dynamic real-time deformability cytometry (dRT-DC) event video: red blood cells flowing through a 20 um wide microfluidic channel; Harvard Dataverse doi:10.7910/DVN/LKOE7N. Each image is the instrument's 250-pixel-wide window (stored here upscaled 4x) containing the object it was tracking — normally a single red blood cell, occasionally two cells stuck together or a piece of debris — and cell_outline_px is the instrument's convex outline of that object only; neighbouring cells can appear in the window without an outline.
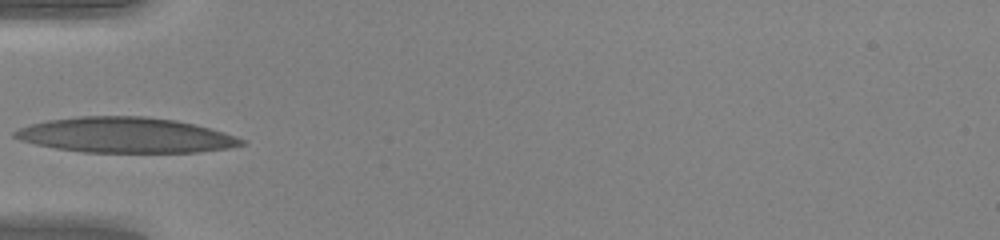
{"species": "human", "species_latin": "Homo sapiens", "temperature_condition": "warm", "stored_images_in_passage": 33, "camera_frame_rate_fps": 3000, "um_per_image_px": 0.085, "donor": {"sex": "female"}, "frame": {"image": 1, "passage_image": 1, "time_ms": 0.0, "image_size_px": [1000, 240], "cell_outline_px": [[244, 144], [228, 148], [200, 152], [84, 152], [56, 148], [36, 144], [20, 140], [12, 136], [12, 132], [20, 128], [32, 124], [48, 120], [80, 116], [144, 116], [176, 120], [224, 132], [236, 136], [244, 140]], "centroid_in_image_um": [10.66, 11.48], "position_along_channel_um": 74.3, "area_um2": 46.41}}
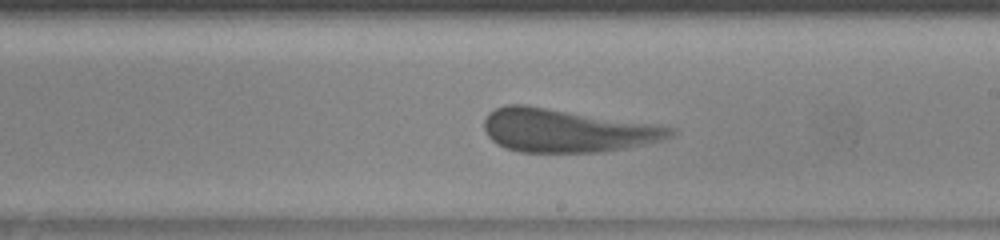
{"frame": {"image": 2, "passage_image": 13, "time_ms": 4.0, "image_size_px": [1000, 240], "cell_outline_px": [[676, 132], [672, 136], [660, 140], [644, 144], [624, 148], [600, 152], [520, 152], [504, 148], [496, 144], [488, 136], [484, 128], [484, 120], [488, 112], [504, 104], [524, 104], [676, 128]], "centroid_in_image_um": [48.09, 11.09], "position_along_channel_um": 240.9, "area_um2": 46.64}}
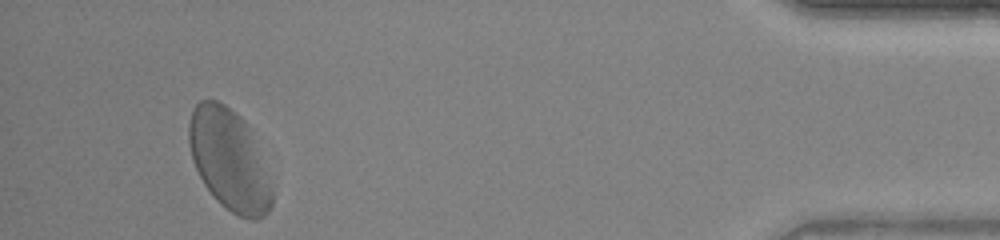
{"frame": {"image": 3, "passage_image": 30, "time_ms": 9.667, "image_size_px": [1000, 240], "cell_outline_px": [[272, 204], [268, 212], [264, 216], [256, 220], [252, 220], [240, 216], [232, 212], [220, 204], [216, 200], [204, 184], [192, 160], [188, 144], [188, 124], [192, 108], [200, 100], [216, 100], [224, 104], [252, 132], [272, 188]], "centroid_in_image_um": [19.45, 13.61], "position_along_channel_um": 415.8, "area_um2": 48.44}, "authors_computed_cell_mechanics": {"area_um2": 46.6446, "velocity_mm_per_s": 4.1635, "shape_relaxation_time_tau1_ms": 4.9353, "shape_relaxation_time_tau2_ms": 1.2103, "deformation_change_tau1": 0.166, "deformation_change_tau2": 0.1147}}